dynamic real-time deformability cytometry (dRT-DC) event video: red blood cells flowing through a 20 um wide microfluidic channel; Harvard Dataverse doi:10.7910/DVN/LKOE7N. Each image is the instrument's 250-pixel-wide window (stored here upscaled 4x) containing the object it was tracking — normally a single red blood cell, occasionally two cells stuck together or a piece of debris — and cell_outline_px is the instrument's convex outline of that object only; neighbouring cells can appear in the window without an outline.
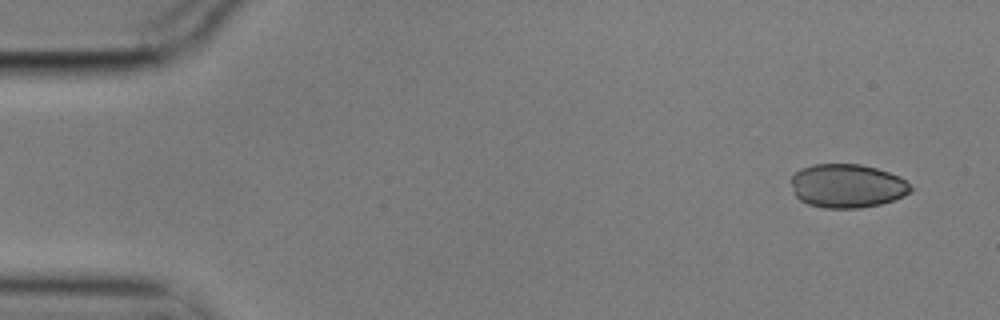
{"species": "common noctule bat (a hibernating species)", "species_latin": "Nyctalus noctula", "temperature_condition": "cold", "stored_images_in_passage": 3, "camera_frame_rate_fps": 3000, "um_per_image_px": 0.085, "animal": {"sex": "male", "body_mass_g": 17.9}, "frame": {"image": 1, "passage_image": 1, "time_ms": 0.0, "image_size_px": [1000, 320], "cell_outline_px": [[912, 192], [904, 196], [880, 204], [860, 208], [824, 208], [808, 204], [800, 200], [796, 196], [792, 184], [792, 176], [800, 168], [812, 164], [860, 164], [876, 168], [900, 176], [912, 188]], "centroid_in_image_um": [72.01, 15.8], "position_along_channel_um": 13.0, "area_um2": 30.46}}